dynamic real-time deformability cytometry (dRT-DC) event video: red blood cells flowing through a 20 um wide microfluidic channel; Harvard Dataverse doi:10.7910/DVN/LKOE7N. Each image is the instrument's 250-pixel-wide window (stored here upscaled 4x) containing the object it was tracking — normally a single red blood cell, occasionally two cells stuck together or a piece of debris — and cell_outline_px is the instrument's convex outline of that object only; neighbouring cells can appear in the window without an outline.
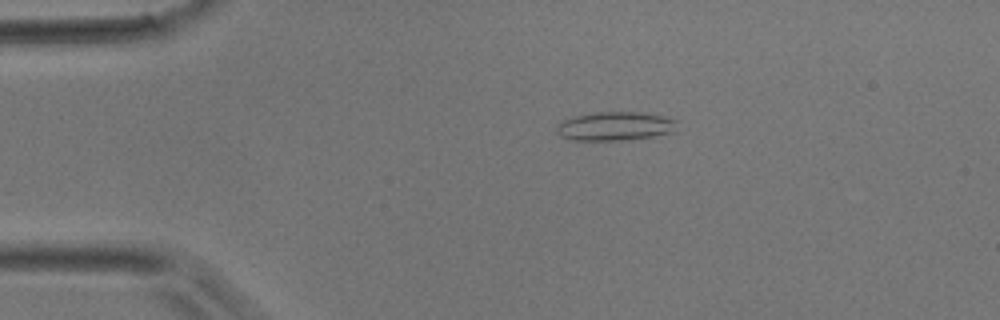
{"species": "common noctule bat (a hibernating species)", "species_latin": "Nyctalus noctula", "temperature_condition": "room temperature", "stored_images_in_passage": 46, "camera_frame_rate_fps": 3000, "um_per_image_px": 0.085, "animal": {"sex": "male", "body_mass_g": 17.9}, "frame": {"image": 1, "passage_image": 9, "time_ms": 2.667, "image_size_px": [1000, 320], "cell_outline_px": [[680, 120], [676, 132], [632, 140], [572, 140], [560, 136], [556, 132], [556, 124], [572, 116], [596, 112], [640, 112], [668, 116]], "centroid_in_image_um": [52.36, 10.72], "position_along_channel_um": 32.6, "area_um2": 20.87}}
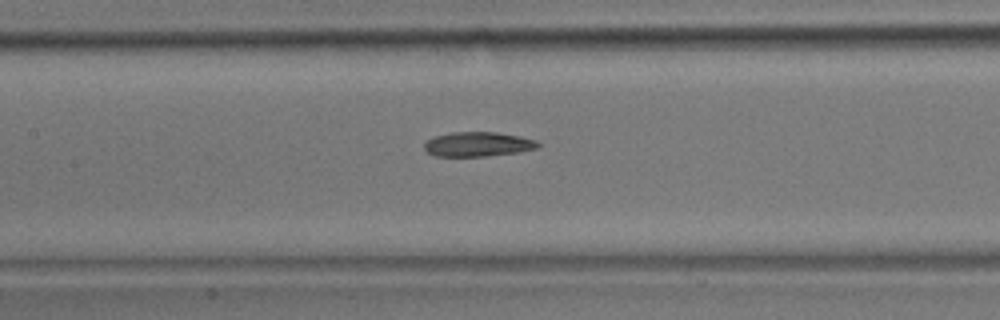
{"frame": {"image": 2, "passage_image": 21, "time_ms": 6.667, "image_size_px": [1000, 320], "cell_outline_px": [[540, 144], [536, 148], [516, 152], [484, 156], [436, 156], [428, 152], [424, 148], [424, 144], [432, 136], [452, 132], [496, 132], [520, 136], [536, 140]], "centroid_in_image_um": [40.59, 12.25], "position_along_channel_um": 166.8, "area_um2": 16.13}}
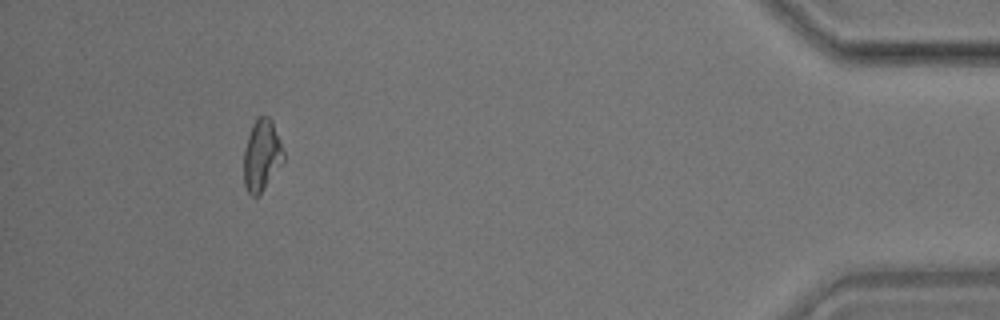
{"frame": {"image": 3, "passage_image": 42, "time_ms": 13.667, "image_size_px": [1000, 320], "cell_outline_px": [[284, 160], [264, 188], [256, 196], [252, 196], [248, 192], [244, 184], [244, 148], [252, 124], [256, 116], [268, 116], [272, 120], [280, 140], [284, 152]], "centroid_in_image_um": [22.24, 13.16], "position_along_channel_um": 413.0, "area_um2": 16.42}}